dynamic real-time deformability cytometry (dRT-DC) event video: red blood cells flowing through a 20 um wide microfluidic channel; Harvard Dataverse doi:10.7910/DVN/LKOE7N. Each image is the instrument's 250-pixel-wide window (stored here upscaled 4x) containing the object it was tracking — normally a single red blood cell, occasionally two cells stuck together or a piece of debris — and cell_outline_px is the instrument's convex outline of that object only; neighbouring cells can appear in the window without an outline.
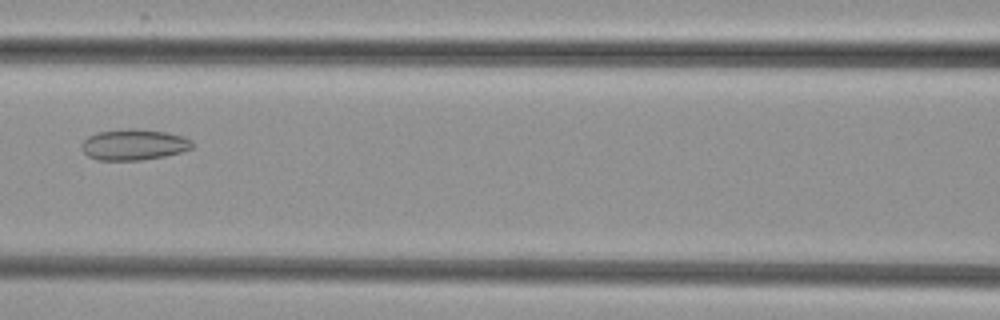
{"species": "common noctule bat (a hibernating species)", "species_latin": "Nyctalus noctula", "temperature_condition": "cold", "stored_images_in_passage": 8, "camera_frame_rate_fps": 3000, "um_per_image_px": 0.085, "animal": {"sex": "female", "body_mass_g": 29.2, "forearm_length_mm": 56.3}, "frame": {"image": 1, "passage_image": 7, "time_ms": 7.0, "image_size_px": [1000, 320], "cell_outline_px": [[192, 148], [180, 152], [164, 156], [140, 160], [96, 160], [88, 156], [80, 148], [80, 144], [88, 136], [96, 132], [128, 128], [136, 128], [164, 132], [184, 136], [192, 140]], "centroid_in_image_um": [11.34, 12.29], "position_along_channel_um": 155.3, "area_um2": 20.06}}
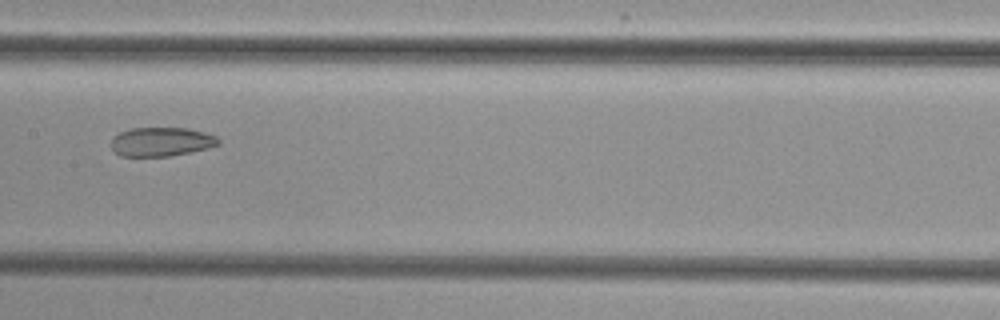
{"frame": {"image": 2, "passage_image": 8, "time_ms": 8.0, "image_size_px": [1000, 320], "cell_outline_px": [[220, 144], [208, 148], [168, 156], [120, 156], [112, 148], [112, 136], [120, 132], [132, 128], [188, 128], [204, 132], [216, 136], [220, 140]], "centroid_in_image_um": [13.71, 12.04], "position_along_channel_um": 193.7, "area_um2": 18.03}}